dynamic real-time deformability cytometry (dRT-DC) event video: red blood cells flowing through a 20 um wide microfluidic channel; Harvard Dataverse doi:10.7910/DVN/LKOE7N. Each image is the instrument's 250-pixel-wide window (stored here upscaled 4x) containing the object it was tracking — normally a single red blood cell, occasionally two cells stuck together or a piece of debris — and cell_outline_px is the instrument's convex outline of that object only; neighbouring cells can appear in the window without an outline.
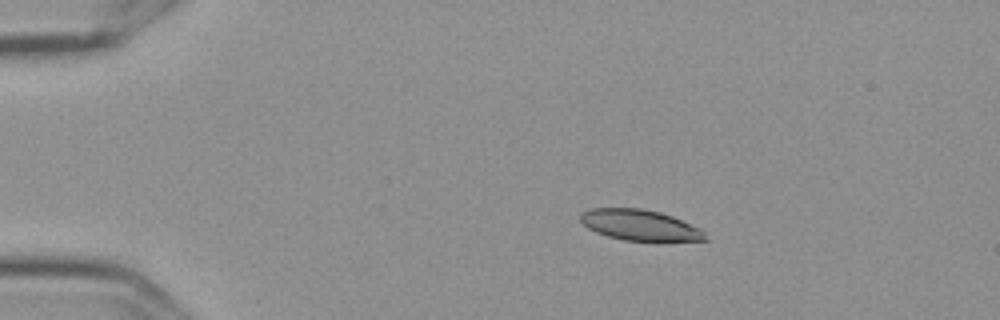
{"species": "Egyptian fruit bat (a non-hibernating species)", "species_latin": "Rousettus aegyptiacus", "temperature_condition": "cold", "stored_images_in_passage": 4, "camera_frame_rate_fps": 3000, "um_per_image_px": 0.085, "frame": {"image": 1, "passage_image": 2, "time_ms": 0.333, "image_size_px": [1000, 320], "cell_outline_px": [[708, 240], [656, 244], [624, 240], [608, 236], [596, 232], [588, 228], [580, 220], [580, 212], [592, 208], [640, 208], [660, 212], [672, 216], [700, 228], [704, 232]], "centroid_in_image_um": [54.46, 19.19], "position_along_channel_um": 30.5, "area_um2": 23.29}}